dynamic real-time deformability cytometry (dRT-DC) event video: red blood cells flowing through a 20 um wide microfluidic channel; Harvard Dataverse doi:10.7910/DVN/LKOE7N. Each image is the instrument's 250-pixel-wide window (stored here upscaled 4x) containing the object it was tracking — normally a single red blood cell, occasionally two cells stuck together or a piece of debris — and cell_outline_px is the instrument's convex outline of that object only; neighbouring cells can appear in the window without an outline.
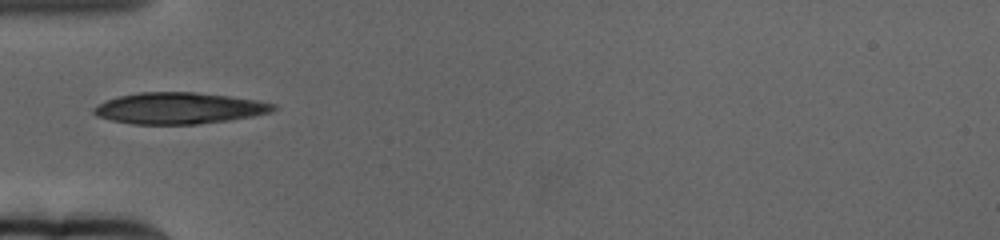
{"species": "human", "species_latin": "Homo sapiens", "temperature_condition": "cold", "stored_images_in_passage": 16, "camera_frame_rate_fps": 3000, "um_per_image_px": 0.085, "donor": {"sex": "female"}, "frame": {"image": 1, "passage_image": 1, "time_ms": 0.0, "image_size_px": [1000, 240], "cell_outline_px": [[280, 108], [272, 112], [252, 116], [228, 120], [196, 124], [132, 124], [112, 120], [96, 116], [92, 112], [92, 108], [108, 100], [120, 96], [140, 92], [196, 92], [228, 96], [256, 100], [276, 104]], "centroid_in_image_um": [15.25, 9.2], "position_along_channel_um": 69.7, "area_um2": 32.71}}
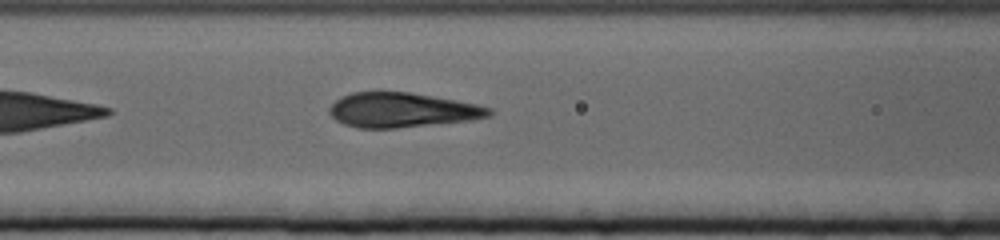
{"frame": {"image": 2, "passage_image": 7, "time_ms": 2.0, "image_size_px": [1000, 240], "cell_outline_px": [[492, 112], [488, 116], [468, 120], [396, 128], [360, 128], [344, 124], [336, 120], [328, 112], [328, 108], [336, 100], [352, 92], [408, 92], [432, 96], [476, 104], [492, 108]], "centroid_in_image_um": [34.13, 9.35], "position_along_channel_um": 132.5, "area_um2": 31.79}}
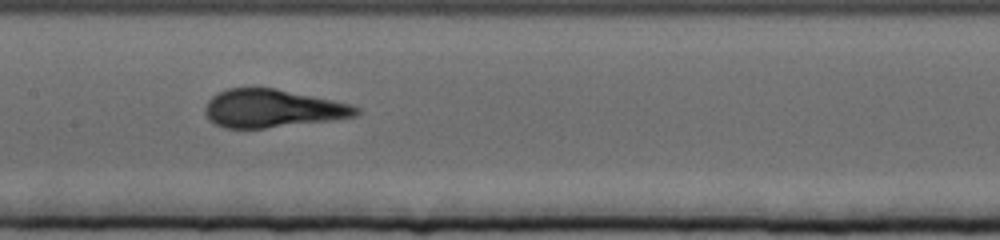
{"frame": {"image": 3, "passage_image": 12, "time_ms": 3.667, "image_size_px": [1000, 240], "cell_outline_px": [[360, 112], [356, 116], [332, 120], [264, 128], [224, 128], [208, 120], [204, 112], [204, 108], [208, 100], [216, 92], [228, 88], [276, 88], [352, 104], [360, 108]], "centroid_in_image_um": [23.14, 9.21], "position_along_channel_um": 184.3, "area_um2": 33.64}}